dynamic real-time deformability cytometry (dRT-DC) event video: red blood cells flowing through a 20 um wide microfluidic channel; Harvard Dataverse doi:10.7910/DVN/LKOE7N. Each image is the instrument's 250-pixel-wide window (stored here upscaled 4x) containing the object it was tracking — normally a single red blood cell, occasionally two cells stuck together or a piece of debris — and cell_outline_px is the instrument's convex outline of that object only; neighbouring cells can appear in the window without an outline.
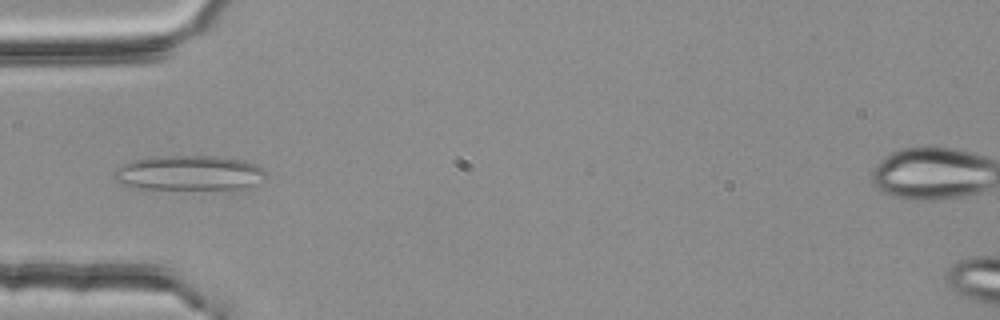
{"species": "common noctule bat (a hibernating species)", "species_latin": "Nyctalus noctula", "temperature_condition": "room temperature", "stored_images_in_passage": 53, "camera_frame_rate_fps": 3000, "um_per_image_px": 0.085, "animal": {"sex": "female", "body_mass_g": 25.1}, "frame": {"image": 1, "passage_image": 17, "time_ms": 5.333, "image_size_px": [1000, 320], "cell_outline_px": [[268, 176], [264, 180], [244, 188], [128, 188], [112, 180], [112, 172], [120, 164], [128, 160], [152, 156], [216, 156], [244, 160], [256, 164], [268, 172]], "centroid_in_image_um": [15.99, 14.68], "position_along_channel_um": 69.0, "area_um2": 31.39}}
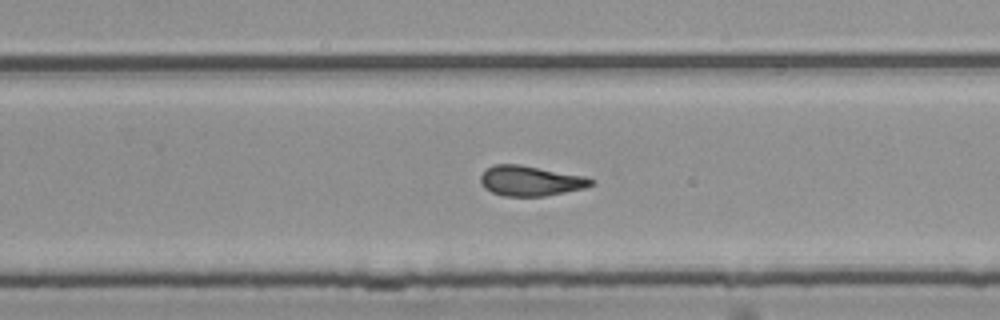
{"frame": {"image": 2, "passage_image": 34, "time_ms": 11.0, "image_size_px": [1000, 320], "cell_outline_px": [[592, 184], [584, 188], [544, 196], [504, 196], [492, 192], [484, 188], [480, 180], [480, 176], [492, 164], [520, 164], [584, 176], [592, 180]], "centroid_in_image_um": [45.04, 15.36], "position_along_channel_um": 284.8, "area_um2": 19.19}}
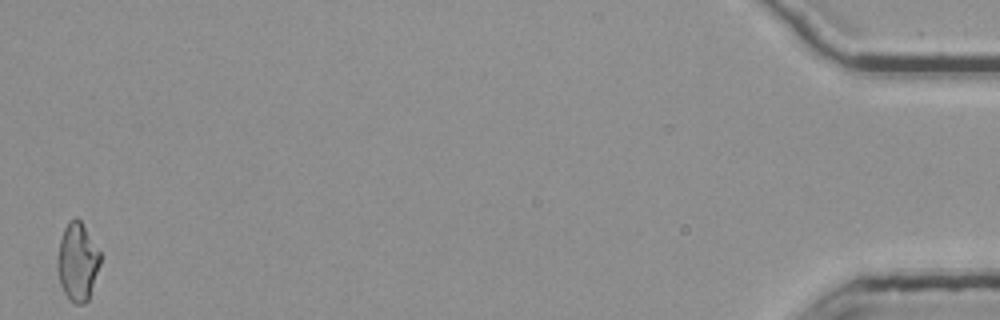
{"frame": {"image": 3, "passage_image": 53, "time_ms": 17.333, "image_size_px": [1000, 320], "cell_outline_px": [[100, 264], [88, 300], [84, 304], [76, 304], [68, 300], [60, 284], [56, 268], [56, 264], [60, 240], [64, 228], [68, 220], [76, 216], [80, 220], [100, 252]], "centroid_in_image_um": [6.56, 22.26], "position_along_channel_um": 428.6, "area_um2": 19.54}, "authors_computed_cell_mechanics": {"area_um2": 19.7098, "velocity_mm_per_s": 3.7978, "shape_relaxation_time_tau1_ms": null, "shape_relaxation_time_tau2_ms": 4.2877, "deformation_change_tau1": null, "deformation_change_tau2": 0.1473}}